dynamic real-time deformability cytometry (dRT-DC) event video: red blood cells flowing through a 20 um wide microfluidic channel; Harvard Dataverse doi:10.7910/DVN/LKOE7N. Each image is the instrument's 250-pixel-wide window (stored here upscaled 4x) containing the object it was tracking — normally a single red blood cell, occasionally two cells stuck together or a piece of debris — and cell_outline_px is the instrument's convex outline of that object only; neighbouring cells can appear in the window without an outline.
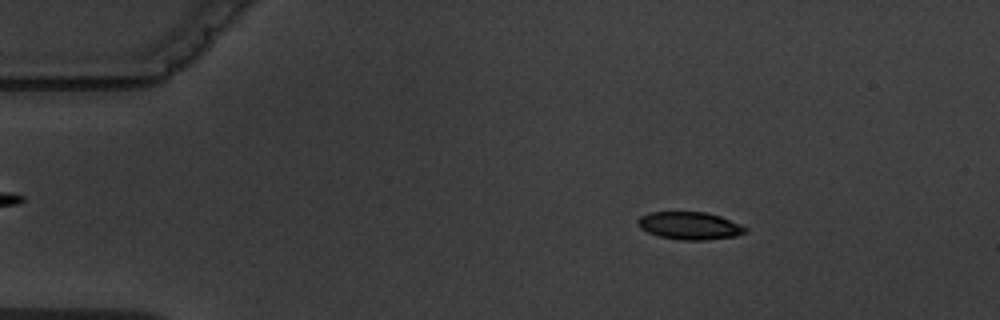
{"species": "common noctule bat (a hibernating species)", "species_latin": "Nyctalus noctula", "temperature_condition": "warm", "stored_images_in_passage": 4, "camera_frame_rate_fps": 3000, "um_per_image_px": 0.085, "animal": {"sex": "male", "body_mass_g": 19.5, "forearm_length_mm": 54.6}, "frame": {"image": 1, "passage_image": 2, "time_ms": 1.0, "image_size_px": [1000, 320], "cell_outline_px": [[748, 232], [736, 236], [704, 240], [680, 240], [660, 236], [648, 232], [640, 228], [636, 224], [636, 220], [640, 216], [648, 212], [704, 212], [720, 216], [748, 228]], "centroid_in_image_um": [58.6, 19.18], "position_along_channel_um": 26.4, "area_um2": 17.34}}
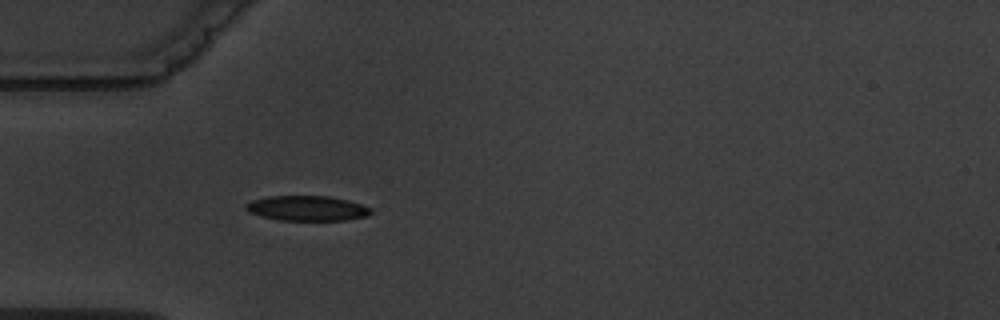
{"frame": {"image": 2, "passage_image": 4, "time_ms": 3.667, "image_size_px": [1000, 320], "cell_outline_px": [[372, 212], [368, 216], [348, 220], [280, 220], [248, 212], [244, 208], [244, 204], [252, 200], [268, 196], [328, 196], [348, 200], [372, 208]], "centroid_in_image_um": [26.11, 17.7], "position_along_channel_um": 58.9, "area_um2": 18.26}}